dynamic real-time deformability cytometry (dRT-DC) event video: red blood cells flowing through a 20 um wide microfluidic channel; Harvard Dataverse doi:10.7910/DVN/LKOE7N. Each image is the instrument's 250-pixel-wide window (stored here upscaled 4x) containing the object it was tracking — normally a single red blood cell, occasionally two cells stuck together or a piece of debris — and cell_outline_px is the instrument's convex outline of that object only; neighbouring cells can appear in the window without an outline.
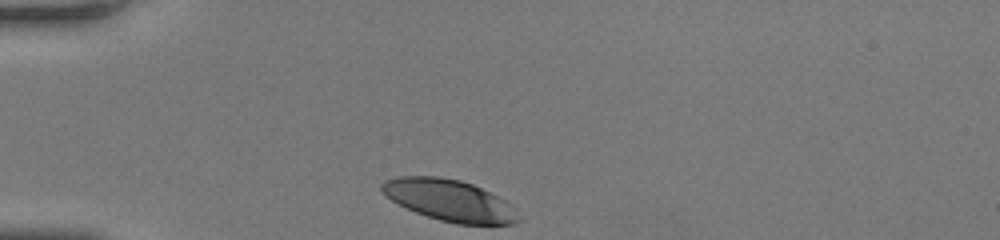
{"species": "human", "species_latin": "Homo sapiens", "temperature_condition": "room temperature", "stored_images_in_passage": 29, "camera_frame_rate_fps": 3000, "um_per_image_px": 0.085, "donor": {"sex": "female"}, "frame": {"image": 1, "passage_image": 1, "time_ms": 0.0, "image_size_px": [1000, 240], "cell_outline_px": [[524, 220], [516, 224], [456, 224], [440, 220], [416, 212], [392, 200], [380, 192], [380, 184], [384, 180], [400, 176], [436, 176], [460, 180], [472, 184], [512, 204]], "centroid_in_image_um": [38.24, 17.04], "position_along_channel_um": 46.8, "area_um2": 33.06}}
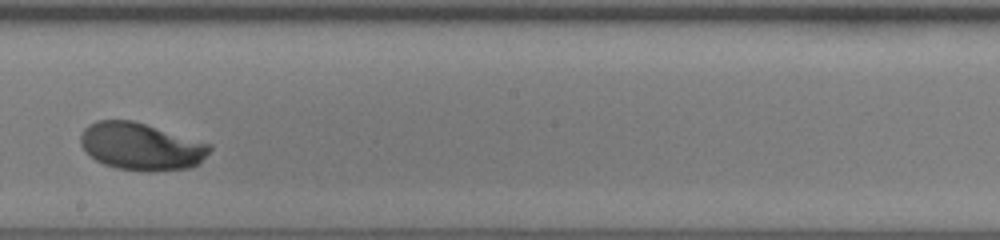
{"frame": {"image": 2, "passage_image": 17, "time_ms": 5.333, "image_size_px": [1000, 240], "cell_outline_px": [[212, 148], [192, 168], [152, 172], [148, 172], [116, 168], [104, 164], [96, 160], [80, 144], [80, 136], [84, 128], [88, 124], [96, 120], [132, 120], [212, 144]], "centroid_in_image_um": [11.98, 12.45], "position_along_channel_um": 236.2, "area_um2": 35.55}}
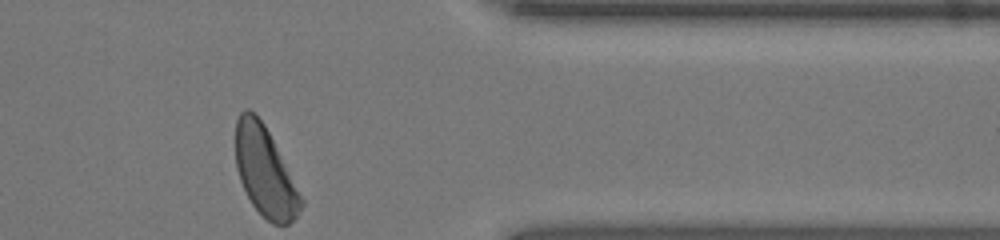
{"frame": {"image": 3, "passage_image": 29, "time_ms": 9.333, "image_size_px": [1000, 240], "cell_outline_px": [[304, 204], [296, 216], [288, 224], [272, 224], [252, 204], [240, 180], [236, 168], [236, 120], [240, 112], [244, 108], [248, 108], [264, 124], [304, 200]], "centroid_in_image_um": [22.52, 14.59], "position_along_channel_um": 388.9, "area_um2": 33.47}, "authors_computed_cell_mechanics": {"area_um2": 35.3158, "velocity_mm_per_s": 4.1249, "shape_relaxation_time_tau1_ms": 2.8795, "shape_relaxation_time_tau2_ms": null, "deformation_change_tau1": 0.1739, "deformation_change_tau2": null}}